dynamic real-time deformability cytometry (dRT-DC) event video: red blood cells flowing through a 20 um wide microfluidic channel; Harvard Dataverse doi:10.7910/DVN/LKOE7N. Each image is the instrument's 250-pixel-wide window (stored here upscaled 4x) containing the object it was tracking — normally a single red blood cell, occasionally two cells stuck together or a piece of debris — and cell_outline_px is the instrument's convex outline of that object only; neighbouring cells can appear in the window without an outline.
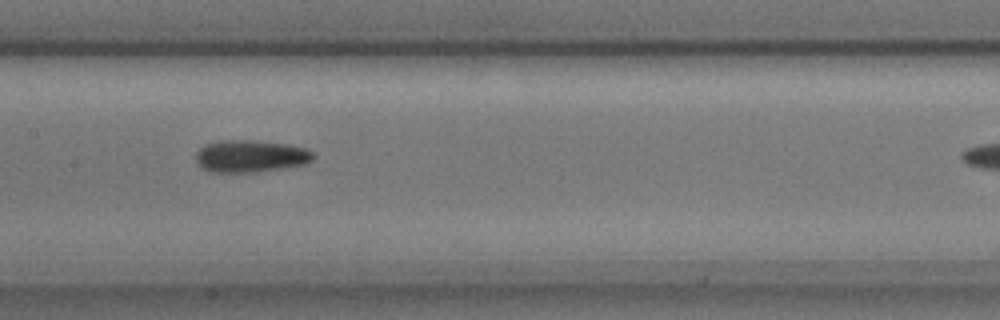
{"species": "common noctule bat (a hibernating species)", "species_latin": "Nyctalus noctula", "temperature_condition": "cold", "stored_images_in_passage": 9, "camera_frame_rate_fps": 3000, "um_per_image_px": 0.085, "animal": {"sex": "male", "body_mass_g": 17.9, "forearm_length_mm": 54.2}, "frame": {"image": 1, "passage_image": 6, "time_ms": 1.667, "image_size_px": [1000, 320], "cell_outline_px": [[316, 156], [308, 164], [256, 172], [208, 172], [200, 168], [196, 164], [196, 152], [204, 144], [224, 140], [252, 140], [288, 144], [308, 148], [316, 152]], "centroid_in_image_um": [21.32, 13.28], "position_along_channel_um": 186.1, "area_um2": 22.54}}
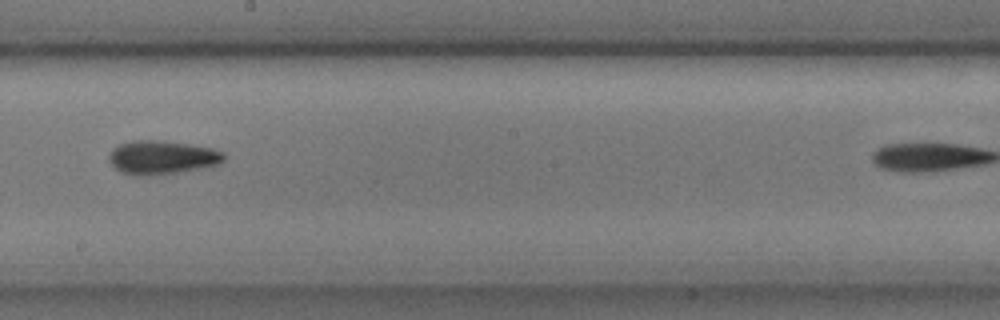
{"frame": {"image": 2, "passage_image": 7, "time_ms": 2.0, "image_size_px": [1000, 320], "cell_outline_px": [[224, 160], [216, 164], [176, 172], [140, 176], [120, 172], [108, 160], [108, 156], [120, 144], [140, 140], [156, 140], [188, 144], [212, 148], [224, 152]], "centroid_in_image_um": [13.75, 13.37], "position_along_channel_um": 234.4, "area_um2": 21.85}}
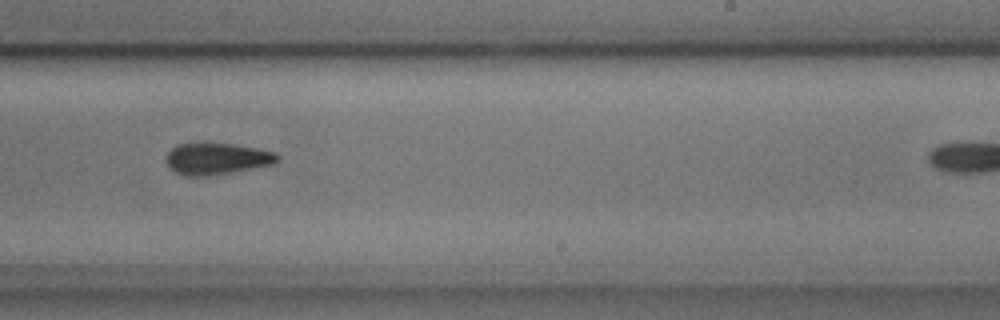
{"frame": {"image": 3, "passage_image": 8, "time_ms": 2.333, "image_size_px": [1000, 320], "cell_outline_px": [[280, 160], [272, 164], [232, 172], [204, 176], [184, 176], [176, 172], [164, 160], [168, 152], [176, 144], [232, 144], [256, 148], [276, 152], [280, 156]], "centroid_in_image_um": [18.44, 13.5], "position_along_channel_um": 270.6, "area_um2": 20.23}}